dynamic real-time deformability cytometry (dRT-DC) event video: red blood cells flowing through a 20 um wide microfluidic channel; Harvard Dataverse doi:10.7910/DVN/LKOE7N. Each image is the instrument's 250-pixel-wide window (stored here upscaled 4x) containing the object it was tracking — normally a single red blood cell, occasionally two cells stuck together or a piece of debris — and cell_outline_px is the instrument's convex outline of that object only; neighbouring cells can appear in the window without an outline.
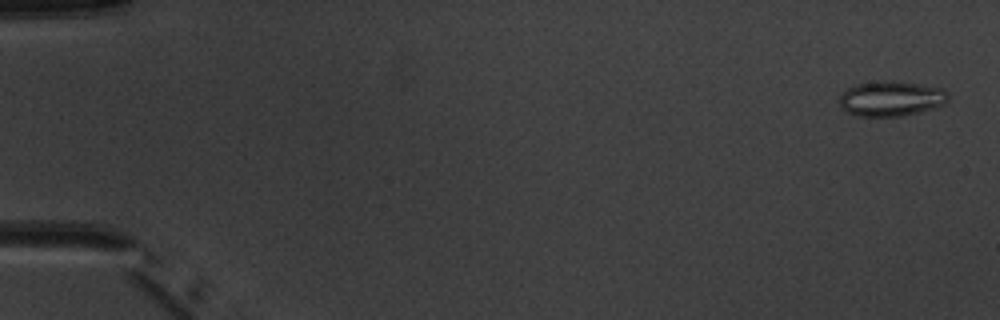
{"species": "common noctule bat (a hibernating species)", "species_latin": "Nyctalus noctula", "temperature_condition": "warm", "stored_images_in_passage": 3, "segment_of_instrument_passage": [2, 2], "camera_frame_rate_fps": 3000, "um_per_image_px": 0.085, "animal": {"sex": "male", "body_mass_g": 20.1, "forearm_length_mm": 53.5}, "frame": {"image": 1, "passage_image": 3, "time_ms": 3.0, "image_size_px": [1000, 320], "cell_outline_px": [[948, 100], [944, 104], [932, 108], [900, 116], [860, 116], [848, 112], [840, 108], [840, 96], [848, 88], [856, 84], [884, 80], [892, 80], [920, 84], [944, 88], [948, 92]], "centroid_in_image_um": [75.75, 8.36], "position_along_channel_um": 9.2, "area_um2": 22.2}}